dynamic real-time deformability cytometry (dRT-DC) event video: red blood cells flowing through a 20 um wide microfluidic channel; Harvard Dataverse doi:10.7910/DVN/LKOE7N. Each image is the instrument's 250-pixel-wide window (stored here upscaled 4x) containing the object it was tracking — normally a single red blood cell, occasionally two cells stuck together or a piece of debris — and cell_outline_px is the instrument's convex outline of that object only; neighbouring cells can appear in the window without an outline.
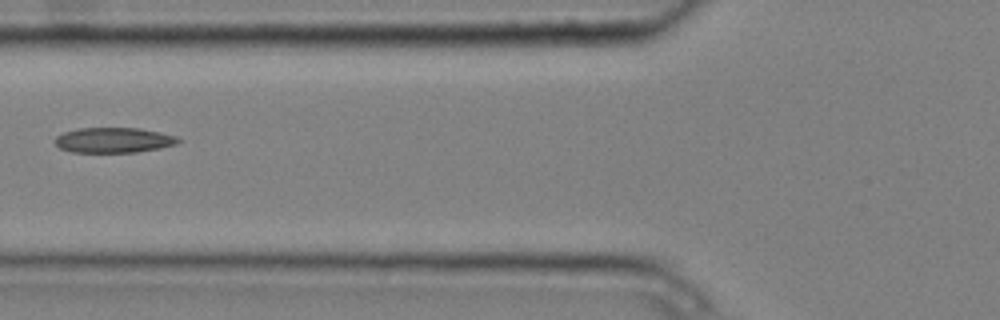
{"species": "common noctule bat (a hibernating species)", "species_latin": "Nyctalus noctula", "temperature_condition": "cold", "stored_images_in_passage": 3, "camera_frame_rate_fps": 3000, "um_per_image_px": 0.085, "animal": {"sex": "male", "body_mass_g": 20.4}, "frame": {"image": 1, "passage_image": 3, "time_ms": 0.667, "image_size_px": [1000, 320], "cell_outline_px": [[184, 140], [176, 144], [160, 148], [136, 152], [72, 152], [60, 148], [56, 144], [56, 136], [64, 132], [76, 128], [140, 128], [160, 132], [176, 136]], "centroid_in_image_um": [9.7, 11.9], "position_along_channel_um": 116.1, "area_um2": 18.15}}